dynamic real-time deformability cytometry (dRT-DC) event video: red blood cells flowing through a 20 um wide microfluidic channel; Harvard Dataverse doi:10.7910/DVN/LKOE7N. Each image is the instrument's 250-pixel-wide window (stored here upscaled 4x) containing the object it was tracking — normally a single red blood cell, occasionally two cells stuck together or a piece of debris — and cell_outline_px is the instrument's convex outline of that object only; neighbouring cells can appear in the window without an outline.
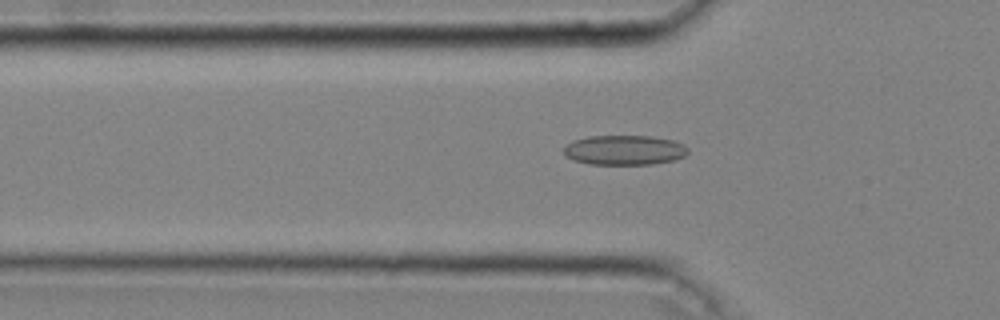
{"species": "common noctule bat (a hibernating species)", "species_latin": "Nyctalus noctula", "temperature_condition": "cold", "stored_images_in_passage": 35, "camera_frame_rate_fps": 3000, "um_per_image_px": 0.085, "animal": {"sex": "male", "body_mass_g": 20.4}, "frame": {"image": 1, "passage_image": 5, "time_ms": 1.333, "image_size_px": [1000, 320], "cell_outline_px": [[688, 152], [684, 156], [676, 160], [652, 164], [588, 164], [564, 156], [564, 144], [572, 140], [588, 136], [652, 136], [672, 140], [684, 144], [688, 148]], "centroid_in_image_um": [53.06, 12.75], "position_along_channel_um": 72.7, "area_um2": 21.73}}
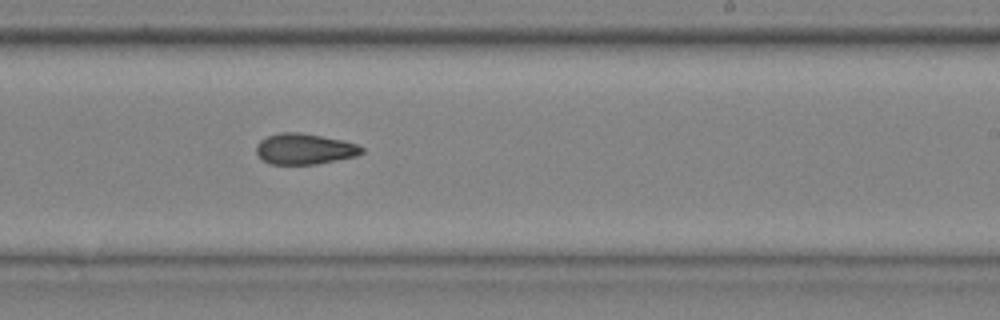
{"frame": {"image": 2, "passage_image": 19, "time_ms": 6.0, "image_size_px": [1000, 320], "cell_outline_px": [[364, 152], [356, 156], [316, 164], [272, 164], [264, 160], [256, 152], [256, 144], [260, 140], [268, 136], [280, 132], [300, 132], [344, 140], [356, 144], [364, 148]], "centroid_in_image_um": [25.9, 12.65], "position_along_channel_um": 263.1, "area_um2": 18.9}}
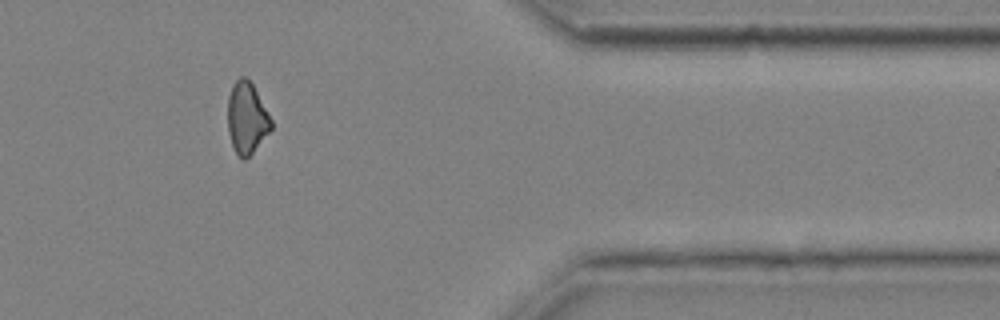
{"frame": {"image": 3, "passage_image": 30, "time_ms": 9.667, "image_size_px": [1000, 320], "cell_outline_px": [[272, 128], [252, 152], [244, 160], [236, 152], [232, 144], [228, 132], [228, 96], [232, 84], [240, 76], [244, 76], [252, 84], [272, 120]], "centroid_in_image_um": [20.96, 10.0], "position_along_channel_um": 390.4, "area_um2": 17.74}, "authors_computed_cell_mechanics": {"area_um2": 18.8428, "velocity_mm_per_s": 4.0731, "shape_relaxation_time_tau1_ms": null, "shape_relaxation_time_tau2_ms": 5.2863, "deformation_change_tau1": null, "deformation_change_tau2": 0.1333}}